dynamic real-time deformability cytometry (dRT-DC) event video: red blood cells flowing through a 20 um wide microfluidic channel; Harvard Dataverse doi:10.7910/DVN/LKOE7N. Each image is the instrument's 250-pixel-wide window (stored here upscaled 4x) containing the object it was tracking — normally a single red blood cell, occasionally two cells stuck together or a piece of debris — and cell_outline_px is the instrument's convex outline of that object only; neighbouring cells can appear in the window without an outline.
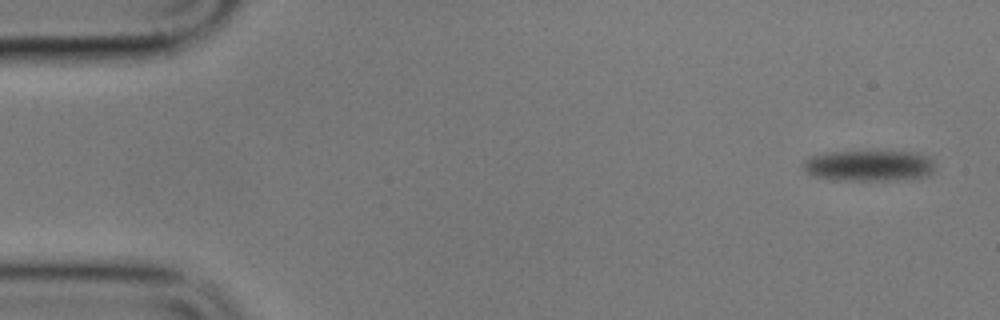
{"species": "common noctule bat (a hibernating species)", "species_latin": "Nyctalus noctula", "temperature_condition": "cold", "stored_images_in_passage": 3, "camera_frame_rate_fps": 3000, "um_per_image_px": 0.085, "animal": {"sex": "male", "body_mass_g": 17.9}, "frame": {"image": 1, "passage_image": 1, "time_ms": 0.0, "image_size_px": [1000, 320], "cell_outline_px": [[932, 172], [928, 176], [888, 180], [836, 180], [812, 176], [804, 172], [800, 164], [808, 156], [828, 152], [916, 152], [928, 156], [932, 160]], "centroid_in_image_um": [73.76, 14.08], "position_along_channel_um": 11.2, "area_um2": 23.81}}